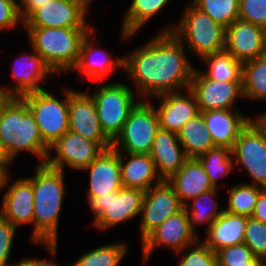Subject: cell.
Masks as SVG:
<instances>
[{"label": "cell", "mask_w": 266, "mask_h": 266, "mask_svg": "<svg viewBox=\"0 0 266 266\" xmlns=\"http://www.w3.org/2000/svg\"><path fill=\"white\" fill-rule=\"evenodd\" d=\"M218 189L213 188L208 190L197 197L188 201L183 207L189 215V222L192 231L199 235V230L196 228L198 225L206 224V231L211 224L217 219L224 211L220 208L217 197ZM220 210V211H219Z\"/></svg>", "instance_id": "obj_29"}, {"label": "cell", "mask_w": 266, "mask_h": 266, "mask_svg": "<svg viewBox=\"0 0 266 266\" xmlns=\"http://www.w3.org/2000/svg\"><path fill=\"white\" fill-rule=\"evenodd\" d=\"M264 262L265 260L254 257L250 262H248V266H261Z\"/></svg>", "instance_id": "obj_50"}, {"label": "cell", "mask_w": 266, "mask_h": 266, "mask_svg": "<svg viewBox=\"0 0 266 266\" xmlns=\"http://www.w3.org/2000/svg\"><path fill=\"white\" fill-rule=\"evenodd\" d=\"M10 167L12 166H9L8 164H0V191L1 192H2V187H3L5 176L10 171Z\"/></svg>", "instance_id": "obj_47"}, {"label": "cell", "mask_w": 266, "mask_h": 266, "mask_svg": "<svg viewBox=\"0 0 266 266\" xmlns=\"http://www.w3.org/2000/svg\"><path fill=\"white\" fill-rule=\"evenodd\" d=\"M218 266H248L255 256L244 243L222 248L216 252Z\"/></svg>", "instance_id": "obj_39"}, {"label": "cell", "mask_w": 266, "mask_h": 266, "mask_svg": "<svg viewBox=\"0 0 266 266\" xmlns=\"http://www.w3.org/2000/svg\"><path fill=\"white\" fill-rule=\"evenodd\" d=\"M229 187L227 197H225L227 199V205L223 207L224 210L230 213L251 217L260 191L263 188L244 182H237Z\"/></svg>", "instance_id": "obj_35"}, {"label": "cell", "mask_w": 266, "mask_h": 266, "mask_svg": "<svg viewBox=\"0 0 266 266\" xmlns=\"http://www.w3.org/2000/svg\"><path fill=\"white\" fill-rule=\"evenodd\" d=\"M209 130L214 146L232 150L240 131L255 117L246 116L238 109L209 110L200 112Z\"/></svg>", "instance_id": "obj_23"}, {"label": "cell", "mask_w": 266, "mask_h": 266, "mask_svg": "<svg viewBox=\"0 0 266 266\" xmlns=\"http://www.w3.org/2000/svg\"><path fill=\"white\" fill-rule=\"evenodd\" d=\"M104 150L106 149L99 142L86 139L68 130L49 147L45 164L64 172L66 167L81 172Z\"/></svg>", "instance_id": "obj_11"}, {"label": "cell", "mask_w": 266, "mask_h": 266, "mask_svg": "<svg viewBox=\"0 0 266 266\" xmlns=\"http://www.w3.org/2000/svg\"><path fill=\"white\" fill-rule=\"evenodd\" d=\"M95 32L98 33L94 27L84 37L80 45L78 61L71 72H79L78 78H83V81L102 83L114 70L120 69L123 73L124 57L122 55L114 57L109 51L99 47V42L95 41Z\"/></svg>", "instance_id": "obj_17"}, {"label": "cell", "mask_w": 266, "mask_h": 266, "mask_svg": "<svg viewBox=\"0 0 266 266\" xmlns=\"http://www.w3.org/2000/svg\"><path fill=\"white\" fill-rule=\"evenodd\" d=\"M0 164H7V163L3 160L1 154H0Z\"/></svg>", "instance_id": "obj_51"}, {"label": "cell", "mask_w": 266, "mask_h": 266, "mask_svg": "<svg viewBox=\"0 0 266 266\" xmlns=\"http://www.w3.org/2000/svg\"><path fill=\"white\" fill-rule=\"evenodd\" d=\"M162 181L170 179L189 159L175 132L159 129L149 153Z\"/></svg>", "instance_id": "obj_24"}, {"label": "cell", "mask_w": 266, "mask_h": 266, "mask_svg": "<svg viewBox=\"0 0 266 266\" xmlns=\"http://www.w3.org/2000/svg\"><path fill=\"white\" fill-rule=\"evenodd\" d=\"M128 246L124 241L99 245L79 256L70 266H120L128 254Z\"/></svg>", "instance_id": "obj_34"}, {"label": "cell", "mask_w": 266, "mask_h": 266, "mask_svg": "<svg viewBox=\"0 0 266 266\" xmlns=\"http://www.w3.org/2000/svg\"><path fill=\"white\" fill-rule=\"evenodd\" d=\"M145 192L139 189L121 188L109 195L86 197L92 212V225L106 231L137 218L140 215Z\"/></svg>", "instance_id": "obj_8"}, {"label": "cell", "mask_w": 266, "mask_h": 266, "mask_svg": "<svg viewBox=\"0 0 266 266\" xmlns=\"http://www.w3.org/2000/svg\"><path fill=\"white\" fill-rule=\"evenodd\" d=\"M201 61L206 64V70L201 72L207 78L220 82H242L243 63L225 49L208 55Z\"/></svg>", "instance_id": "obj_31"}, {"label": "cell", "mask_w": 266, "mask_h": 266, "mask_svg": "<svg viewBox=\"0 0 266 266\" xmlns=\"http://www.w3.org/2000/svg\"><path fill=\"white\" fill-rule=\"evenodd\" d=\"M171 0H132L121 23L120 40L130 41L137 33L146 26L147 22L158 13L168 7ZM164 8V9H163Z\"/></svg>", "instance_id": "obj_28"}, {"label": "cell", "mask_w": 266, "mask_h": 266, "mask_svg": "<svg viewBox=\"0 0 266 266\" xmlns=\"http://www.w3.org/2000/svg\"><path fill=\"white\" fill-rule=\"evenodd\" d=\"M101 84L103 83H96L100 87L93 93L89 87L87 91L94 99L101 129L113 142L121 133L131 110L141 98L126 83L107 81Z\"/></svg>", "instance_id": "obj_6"}, {"label": "cell", "mask_w": 266, "mask_h": 266, "mask_svg": "<svg viewBox=\"0 0 266 266\" xmlns=\"http://www.w3.org/2000/svg\"><path fill=\"white\" fill-rule=\"evenodd\" d=\"M177 135L188 158H197L215 147L201 113L189 120Z\"/></svg>", "instance_id": "obj_30"}, {"label": "cell", "mask_w": 266, "mask_h": 266, "mask_svg": "<svg viewBox=\"0 0 266 266\" xmlns=\"http://www.w3.org/2000/svg\"><path fill=\"white\" fill-rule=\"evenodd\" d=\"M11 175L12 173L9 171L3 182L2 191L4 190V192L3 198H1L0 216L9 221L17 229L20 226L30 225L31 223L30 243H32L34 220V191L32 182L24 176L18 177L17 180L14 179L15 181H13Z\"/></svg>", "instance_id": "obj_13"}, {"label": "cell", "mask_w": 266, "mask_h": 266, "mask_svg": "<svg viewBox=\"0 0 266 266\" xmlns=\"http://www.w3.org/2000/svg\"><path fill=\"white\" fill-rule=\"evenodd\" d=\"M88 190L86 197L109 195L123 188L119 152L113 148L104 150L88 167Z\"/></svg>", "instance_id": "obj_22"}, {"label": "cell", "mask_w": 266, "mask_h": 266, "mask_svg": "<svg viewBox=\"0 0 266 266\" xmlns=\"http://www.w3.org/2000/svg\"><path fill=\"white\" fill-rule=\"evenodd\" d=\"M3 85L0 84V112L2 107L10 100L11 96L5 90Z\"/></svg>", "instance_id": "obj_46"}, {"label": "cell", "mask_w": 266, "mask_h": 266, "mask_svg": "<svg viewBox=\"0 0 266 266\" xmlns=\"http://www.w3.org/2000/svg\"><path fill=\"white\" fill-rule=\"evenodd\" d=\"M248 217L223 211L205 231L206 237L200 241L213 252L244 242Z\"/></svg>", "instance_id": "obj_26"}, {"label": "cell", "mask_w": 266, "mask_h": 266, "mask_svg": "<svg viewBox=\"0 0 266 266\" xmlns=\"http://www.w3.org/2000/svg\"><path fill=\"white\" fill-rule=\"evenodd\" d=\"M68 122L69 131L99 142L105 149L112 148V141L101 129L94 99L87 90L68 87Z\"/></svg>", "instance_id": "obj_14"}, {"label": "cell", "mask_w": 266, "mask_h": 266, "mask_svg": "<svg viewBox=\"0 0 266 266\" xmlns=\"http://www.w3.org/2000/svg\"><path fill=\"white\" fill-rule=\"evenodd\" d=\"M183 208L174 188L167 181H162L147 190L139 215L141 242L164 220L177 214Z\"/></svg>", "instance_id": "obj_16"}, {"label": "cell", "mask_w": 266, "mask_h": 266, "mask_svg": "<svg viewBox=\"0 0 266 266\" xmlns=\"http://www.w3.org/2000/svg\"><path fill=\"white\" fill-rule=\"evenodd\" d=\"M237 60L244 63L266 52V30L236 19L225 28V48Z\"/></svg>", "instance_id": "obj_20"}, {"label": "cell", "mask_w": 266, "mask_h": 266, "mask_svg": "<svg viewBox=\"0 0 266 266\" xmlns=\"http://www.w3.org/2000/svg\"><path fill=\"white\" fill-rule=\"evenodd\" d=\"M119 162L124 188L146 192L162 182L149 154L119 152Z\"/></svg>", "instance_id": "obj_25"}, {"label": "cell", "mask_w": 266, "mask_h": 266, "mask_svg": "<svg viewBox=\"0 0 266 266\" xmlns=\"http://www.w3.org/2000/svg\"><path fill=\"white\" fill-rule=\"evenodd\" d=\"M199 238L192 231L189 215L183 208L177 214L164 220L141 242L142 263L145 266L149 262L157 247L170 248L176 254L184 248L194 245L200 240Z\"/></svg>", "instance_id": "obj_12"}, {"label": "cell", "mask_w": 266, "mask_h": 266, "mask_svg": "<svg viewBox=\"0 0 266 266\" xmlns=\"http://www.w3.org/2000/svg\"><path fill=\"white\" fill-rule=\"evenodd\" d=\"M30 53H21L14 60L11 71V84L3 87L11 97L21 98L23 95L45 90L46 80L55 75L46 65L42 57L29 46Z\"/></svg>", "instance_id": "obj_18"}, {"label": "cell", "mask_w": 266, "mask_h": 266, "mask_svg": "<svg viewBox=\"0 0 266 266\" xmlns=\"http://www.w3.org/2000/svg\"><path fill=\"white\" fill-rule=\"evenodd\" d=\"M159 129L154 101L140 100L131 110L121 133L112 142V148L124 153L149 154Z\"/></svg>", "instance_id": "obj_9"}, {"label": "cell", "mask_w": 266, "mask_h": 266, "mask_svg": "<svg viewBox=\"0 0 266 266\" xmlns=\"http://www.w3.org/2000/svg\"><path fill=\"white\" fill-rule=\"evenodd\" d=\"M17 230L9 221L0 216V266L18 265V261L15 263L12 262V264L9 261Z\"/></svg>", "instance_id": "obj_41"}, {"label": "cell", "mask_w": 266, "mask_h": 266, "mask_svg": "<svg viewBox=\"0 0 266 266\" xmlns=\"http://www.w3.org/2000/svg\"><path fill=\"white\" fill-rule=\"evenodd\" d=\"M159 101L156 109L159 128L178 133L182 127L198 113L196 97L190 89L165 93L154 97Z\"/></svg>", "instance_id": "obj_21"}, {"label": "cell", "mask_w": 266, "mask_h": 266, "mask_svg": "<svg viewBox=\"0 0 266 266\" xmlns=\"http://www.w3.org/2000/svg\"><path fill=\"white\" fill-rule=\"evenodd\" d=\"M252 218L266 223V188L260 191Z\"/></svg>", "instance_id": "obj_45"}, {"label": "cell", "mask_w": 266, "mask_h": 266, "mask_svg": "<svg viewBox=\"0 0 266 266\" xmlns=\"http://www.w3.org/2000/svg\"><path fill=\"white\" fill-rule=\"evenodd\" d=\"M60 100L49 90L36 91L23 95L28 109L32 112L41 138L49 148L69 130L68 86H63Z\"/></svg>", "instance_id": "obj_7"}, {"label": "cell", "mask_w": 266, "mask_h": 266, "mask_svg": "<svg viewBox=\"0 0 266 266\" xmlns=\"http://www.w3.org/2000/svg\"><path fill=\"white\" fill-rule=\"evenodd\" d=\"M21 23V24H19ZM23 25L18 0H0V33Z\"/></svg>", "instance_id": "obj_42"}, {"label": "cell", "mask_w": 266, "mask_h": 266, "mask_svg": "<svg viewBox=\"0 0 266 266\" xmlns=\"http://www.w3.org/2000/svg\"><path fill=\"white\" fill-rule=\"evenodd\" d=\"M176 255H181L177 266H218L216 253L200 240L194 245L184 248Z\"/></svg>", "instance_id": "obj_37"}, {"label": "cell", "mask_w": 266, "mask_h": 266, "mask_svg": "<svg viewBox=\"0 0 266 266\" xmlns=\"http://www.w3.org/2000/svg\"><path fill=\"white\" fill-rule=\"evenodd\" d=\"M28 44L57 73H68L75 67L84 37L92 28L22 27Z\"/></svg>", "instance_id": "obj_4"}, {"label": "cell", "mask_w": 266, "mask_h": 266, "mask_svg": "<svg viewBox=\"0 0 266 266\" xmlns=\"http://www.w3.org/2000/svg\"><path fill=\"white\" fill-rule=\"evenodd\" d=\"M214 21L227 28L239 17V0H189Z\"/></svg>", "instance_id": "obj_36"}, {"label": "cell", "mask_w": 266, "mask_h": 266, "mask_svg": "<svg viewBox=\"0 0 266 266\" xmlns=\"http://www.w3.org/2000/svg\"><path fill=\"white\" fill-rule=\"evenodd\" d=\"M186 51L171 32H158L123 55V71L141 100L189 89L195 65Z\"/></svg>", "instance_id": "obj_1"}, {"label": "cell", "mask_w": 266, "mask_h": 266, "mask_svg": "<svg viewBox=\"0 0 266 266\" xmlns=\"http://www.w3.org/2000/svg\"><path fill=\"white\" fill-rule=\"evenodd\" d=\"M75 3H78L87 13L91 8L90 5L93 0H73Z\"/></svg>", "instance_id": "obj_48"}, {"label": "cell", "mask_w": 266, "mask_h": 266, "mask_svg": "<svg viewBox=\"0 0 266 266\" xmlns=\"http://www.w3.org/2000/svg\"><path fill=\"white\" fill-rule=\"evenodd\" d=\"M189 89L196 97L199 113L209 110L237 109L235 103L238 99L244 100L242 82L211 80L196 66Z\"/></svg>", "instance_id": "obj_15"}, {"label": "cell", "mask_w": 266, "mask_h": 266, "mask_svg": "<svg viewBox=\"0 0 266 266\" xmlns=\"http://www.w3.org/2000/svg\"><path fill=\"white\" fill-rule=\"evenodd\" d=\"M32 244L40 245L43 249H46L47 253H49V259L45 258H22L18 261V266H67L59 264L55 261V257L57 256L58 242H32ZM52 256V257H51ZM54 257V258H53ZM52 258V259H51ZM70 266V264L68 265Z\"/></svg>", "instance_id": "obj_43"}, {"label": "cell", "mask_w": 266, "mask_h": 266, "mask_svg": "<svg viewBox=\"0 0 266 266\" xmlns=\"http://www.w3.org/2000/svg\"><path fill=\"white\" fill-rule=\"evenodd\" d=\"M87 16L73 0H50L33 12L23 27L94 28L87 23Z\"/></svg>", "instance_id": "obj_19"}, {"label": "cell", "mask_w": 266, "mask_h": 266, "mask_svg": "<svg viewBox=\"0 0 266 266\" xmlns=\"http://www.w3.org/2000/svg\"><path fill=\"white\" fill-rule=\"evenodd\" d=\"M255 117L266 129V111L264 110L260 113H257Z\"/></svg>", "instance_id": "obj_49"}, {"label": "cell", "mask_w": 266, "mask_h": 266, "mask_svg": "<svg viewBox=\"0 0 266 266\" xmlns=\"http://www.w3.org/2000/svg\"><path fill=\"white\" fill-rule=\"evenodd\" d=\"M66 173L37 164L27 176L34 191L33 242H58L59 222L67 192Z\"/></svg>", "instance_id": "obj_3"}, {"label": "cell", "mask_w": 266, "mask_h": 266, "mask_svg": "<svg viewBox=\"0 0 266 266\" xmlns=\"http://www.w3.org/2000/svg\"><path fill=\"white\" fill-rule=\"evenodd\" d=\"M204 171L208 174L209 181L213 188H219V180L226 178L235 171L232 150L227 147L215 146L206 153L196 158Z\"/></svg>", "instance_id": "obj_33"}, {"label": "cell", "mask_w": 266, "mask_h": 266, "mask_svg": "<svg viewBox=\"0 0 266 266\" xmlns=\"http://www.w3.org/2000/svg\"><path fill=\"white\" fill-rule=\"evenodd\" d=\"M23 152L36 156L37 164H45L49 148L25 101L11 97L0 112V154L10 166Z\"/></svg>", "instance_id": "obj_2"}, {"label": "cell", "mask_w": 266, "mask_h": 266, "mask_svg": "<svg viewBox=\"0 0 266 266\" xmlns=\"http://www.w3.org/2000/svg\"><path fill=\"white\" fill-rule=\"evenodd\" d=\"M243 243L255 257L266 261V223L248 217Z\"/></svg>", "instance_id": "obj_38"}, {"label": "cell", "mask_w": 266, "mask_h": 266, "mask_svg": "<svg viewBox=\"0 0 266 266\" xmlns=\"http://www.w3.org/2000/svg\"><path fill=\"white\" fill-rule=\"evenodd\" d=\"M50 0H19V14L24 22L36 9Z\"/></svg>", "instance_id": "obj_44"}, {"label": "cell", "mask_w": 266, "mask_h": 266, "mask_svg": "<svg viewBox=\"0 0 266 266\" xmlns=\"http://www.w3.org/2000/svg\"><path fill=\"white\" fill-rule=\"evenodd\" d=\"M167 182L174 188L181 204L213 189L208 174L196 158H189Z\"/></svg>", "instance_id": "obj_27"}, {"label": "cell", "mask_w": 266, "mask_h": 266, "mask_svg": "<svg viewBox=\"0 0 266 266\" xmlns=\"http://www.w3.org/2000/svg\"><path fill=\"white\" fill-rule=\"evenodd\" d=\"M242 92L244 100L266 103V52L243 63Z\"/></svg>", "instance_id": "obj_32"}, {"label": "cell", "mask_w": 266, "mask_h": 266, "mask_svg": "<svg viewBox=\"0 0 266 266\" xmlns=\"http://www.w3.org/2000/svg\"><path fill=\"white\" fill-rule=\"evenodd\" d=\"M232 155L234 165L250 177L244 183L266 188V129L256 117L240 131Z\"/></svg>", "instance_id": "obj_10"}, {"label": "cell", "mask_w": 266, "mask_h": 266, "mask_svg": "<svg viewBox=\"0 0 266 266\" xmlns=\"http://www.w3.org/2000/svg\"><path fill=\"white\" fill-rule=\"evenodd\" d=\"M178 22L161 28L158 32H171L187 49L202 59L225 48V27L214 21L189 0Z\"/></svg>", "instance_id": "obj_5"}, {"label": "cell", "mask_w": 266, "mask_h": 266, "mask_svg": "<svg viewBox=\"0 0 266 266\" xmlns=\"http://www.w3.org/2000/svg\"><path fill=\"white\" fill-rule=\"evenodd\" d=\"M266 30V0H239V17Z\"/></svg>", "instance_id": "obj_40"}]
</instances>
